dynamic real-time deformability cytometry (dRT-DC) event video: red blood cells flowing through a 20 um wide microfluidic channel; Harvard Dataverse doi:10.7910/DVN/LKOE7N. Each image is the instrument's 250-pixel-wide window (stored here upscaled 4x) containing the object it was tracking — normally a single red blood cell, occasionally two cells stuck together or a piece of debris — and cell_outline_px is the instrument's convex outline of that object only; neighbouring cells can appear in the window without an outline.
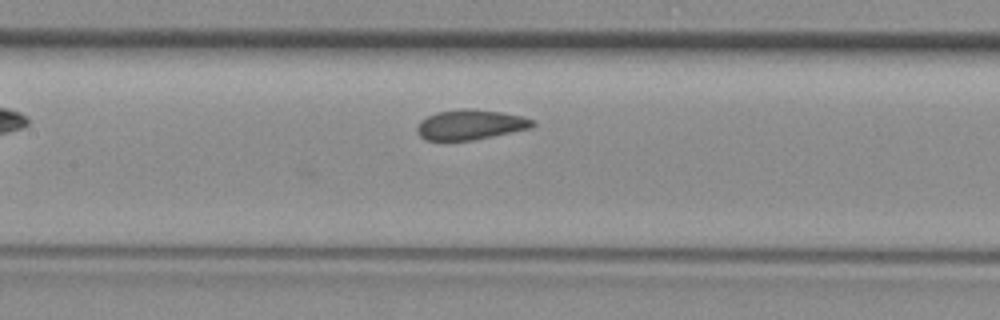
{"species": "common noctule bat (a hibernating species)", "species_latin": "Nyctalus noctula", "temperature_condition": "room temperature", "stored_images_in_passage": 21, "camera_frame_rate_fps": 3000, "um_per_image_px": 0.085, "animal": {"sex": "female", "body_mass_g": 29.2, "forearm_length_mm": 56.3}, "frame": {"image": 1, "passage_image": 21, "time_ms": 6.667, "image_size_px": [1000, 320], "cell_outline_px": [[536, 124], [532, 128], [472, 140], [428, 140], [420, 136], [416, 132], [416, 124], [420, 120], [436, 112], [460, 108], [468, 108], [500, 112], [524, 116], [536, 120]], "centroid_in_image_um": [39.99, 10.58], "position_along_channel_um": 167.4, "area_um2": 20.4}}